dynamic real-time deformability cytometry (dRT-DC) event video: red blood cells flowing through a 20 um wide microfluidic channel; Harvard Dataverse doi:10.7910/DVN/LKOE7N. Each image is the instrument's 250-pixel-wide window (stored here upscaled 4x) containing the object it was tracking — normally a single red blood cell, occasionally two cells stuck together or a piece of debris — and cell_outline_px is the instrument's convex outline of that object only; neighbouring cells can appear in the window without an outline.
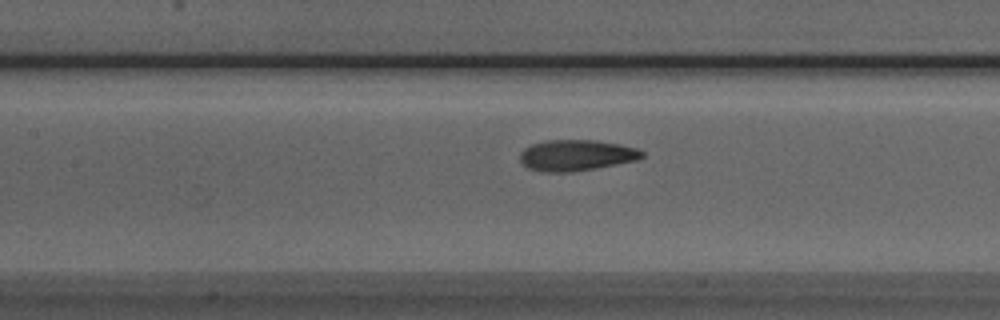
{"species": "Egyptian fruit bat (a non-hibernating species)", "species_latin": "Rousettus aegyptiacus", "temperature_condition": "room temperature", "stored_images_in_passage": 33, "camera_frame_rate_fps": 3000, "um_per_image_px": 0.085, "animal": {"sex": "male"}, "frame": {"image": 1, "passage_image": 5, "time_ms": 1.333, "image_size_px": [1000, 320], "cell_outline_px": [[644, 156], [636, 160], [596, 168], [572, 172], [544, 172], [528, 168], [520, 160], [520, 152], [524, 148], [532, 144], [548, 140], [596, 140], [620, 144], [636, 148], [644, 152]], "centroid_in_image_um": [48.98, 13.2], "position_along_channel_um": 158.4, "area_um2": 22.02}}
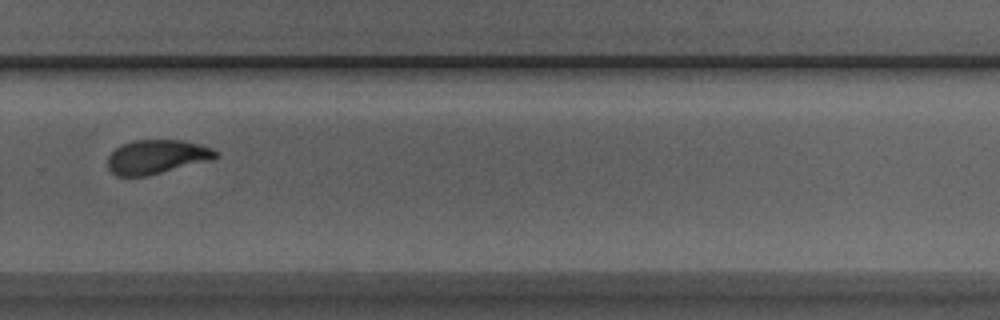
{"frame": {"image": 2, "passage_image": 17, "time_ms": 5.333, "image_size_px": [1000, 320], "cell_outline_px": [[220, 156], [212, 160], [148, 176], [116, 176], [108, 168], [108, 156], [120, 144], [132, 140], [180, 140], [212, 148]], "centroid_in_image_um": [13.31, 13.34], "position_along_channel_um": 316.5, "area_um2": 21.5}}
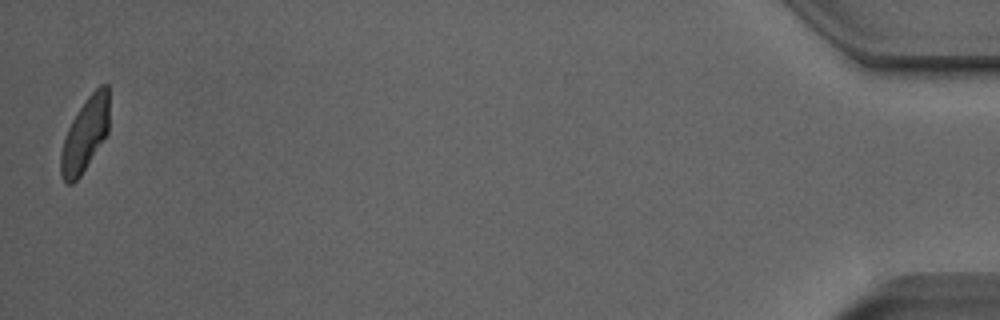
{"frame": {"image": 3, "passage_image": 33, "time_ms": 10.667, "image_size_px": [1000, 320], "cell_outline_px": [[108, 132], [80, 176], [72, 184], [68, 184], [60, 176], [60, 152], [68, 128], [72, 120], [88, 96], [100, 84], [108, 84]], "centroid_in_image_um": [7.21, 11.44], "position_along_channel_um": 428.0, "area_um2": 20.46}, "authors_computed_cell_mechanics": {"area_um2": 21.7328, "velocity_mm_per_s": 3.9565, "shape_relaxation_time_tau1_ms": 6.2566, "shape_relaxation_time_tau2_ms": 1.228, "deformation_change_tau1": 0.1377, "deformation_change_tau2": 0.0506}}